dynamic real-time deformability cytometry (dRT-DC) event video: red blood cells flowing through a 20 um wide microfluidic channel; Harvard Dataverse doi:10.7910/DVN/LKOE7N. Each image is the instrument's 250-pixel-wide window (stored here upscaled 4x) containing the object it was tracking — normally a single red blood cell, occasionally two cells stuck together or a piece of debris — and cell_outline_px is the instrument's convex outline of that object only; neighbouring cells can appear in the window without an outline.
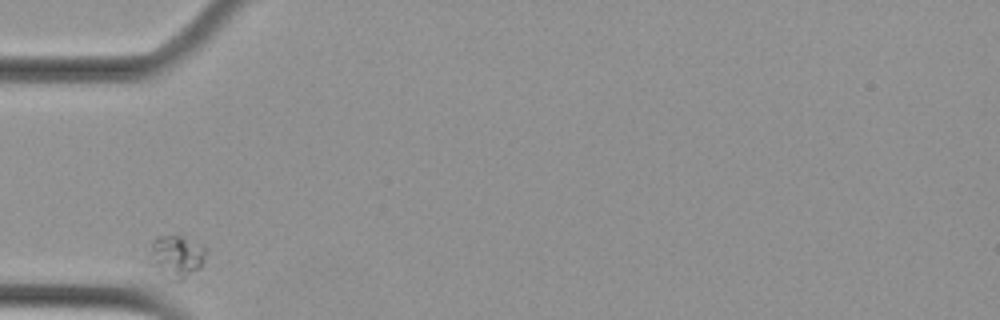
{"species": "Egyptian fruit bat (a non-hibernating species)", "species_latin": "Rousettus aegyptiacus", "temperature_condition": "cold", "stored_images_in_passage": 33, "camera_frame_rate_fps": 3000, "um_per_image_px": 0.085, "animal": {"sex": "female"}, "frame": {"image": 1, "passage_image": 1, "time_ms": 0.0, "image_size_px": [1000, 320], "cell_outline_px": [[208, 248], [200, 268], [184, 280], [172, 280], [156, 264], [152, 252], [152, 240], [156, 236], [184, 236], [204, 244]], "centroid_in_image_um": [15.15, 21.74], "position_along_channel_um": 69.9, "area_um2": 13.35}}
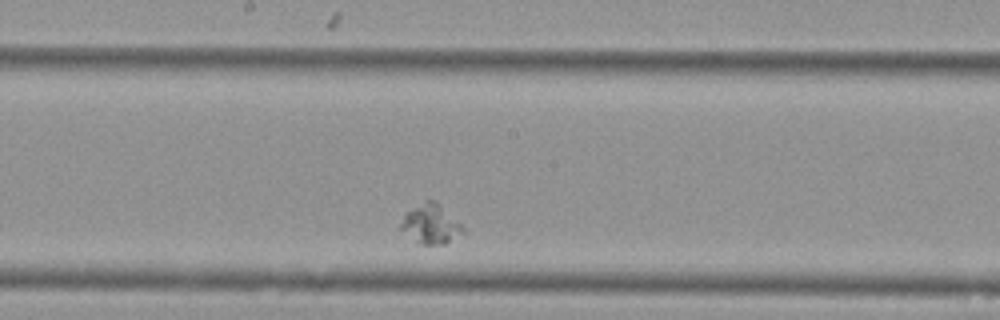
{"frame": {"image": 2, "passage_image": 15, "time_ms": 4.667, "image_size_px": [1000, 320], "cell_outline_px": [[464, 236], [444, 244], [420, 244], [400, 228], [400, 224], [404, 216], [408, 212], [424, 200], [432, 200], [460, 224], [464, 228]], "centroid_in_image_um": [36.64, 19.09], "position_along_channel_um": 211.6, "area_um2": 13.76}}
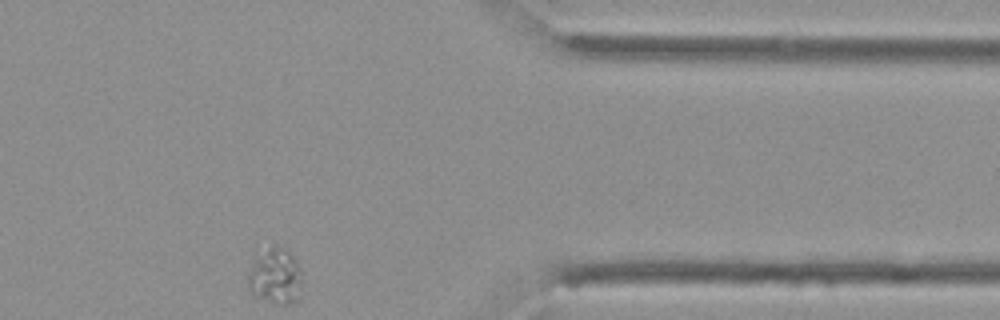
{"frame": {"image": 3, "passage_image": 33, "time_ms": 10.667, "image_size_px": [1000, 320], "cell_outline_px": [[300, 300], [288, 304], [276, 304], [264, 300], [252, 292], [248, 288], [248, 276], [256, 256], [272, 244], [276, 244], [288, 252], [292, 256], [300, 268]], "centroid_in_image_um": [23.41, 23.5], "position_along_channel_um": 388.0, "area_um2": 17.46}}